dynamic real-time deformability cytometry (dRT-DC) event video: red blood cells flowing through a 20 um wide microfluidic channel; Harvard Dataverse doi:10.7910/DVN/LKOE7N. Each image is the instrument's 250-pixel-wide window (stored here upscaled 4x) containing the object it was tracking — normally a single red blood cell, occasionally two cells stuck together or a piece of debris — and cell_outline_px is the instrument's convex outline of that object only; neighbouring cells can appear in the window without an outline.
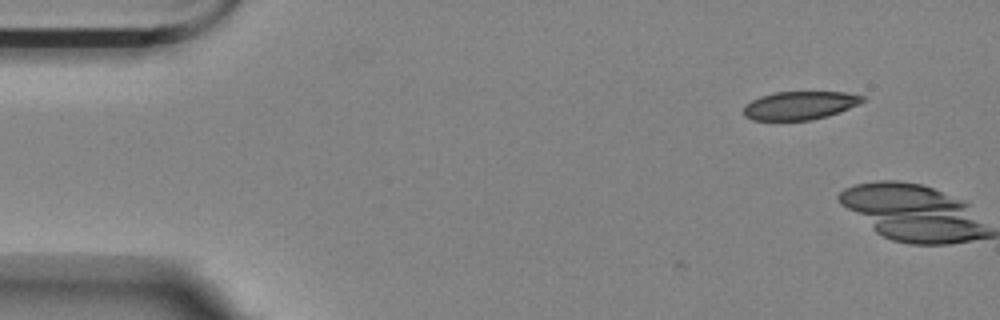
{"species": "Egyptian fruit bat (a non-hibernating species)", "species_latin": "Rousettus aegyptiacus", "temperature_condition": "room temperature", "stored_images_in_passage": 6, "camera_frame_rate_fps": 3000, "um_per_image_px": 0.085, "animal": {"sex": "female"}, "frame": {"image": 1, "passage_image": 1, "time_ms": 0.0, "image_size_px": [1000, 320], "cell_outline_px": [[868, 100], [828, 116], [812, 120], [752, 120], [744, 116], [744, 104], [760, 96], [776, 92], [844, 92], [864, 96]], "centroid_in_image_um": [67.98, 8.96], "position_along_channel_um": 17.0, "area_um2": 19.65}}